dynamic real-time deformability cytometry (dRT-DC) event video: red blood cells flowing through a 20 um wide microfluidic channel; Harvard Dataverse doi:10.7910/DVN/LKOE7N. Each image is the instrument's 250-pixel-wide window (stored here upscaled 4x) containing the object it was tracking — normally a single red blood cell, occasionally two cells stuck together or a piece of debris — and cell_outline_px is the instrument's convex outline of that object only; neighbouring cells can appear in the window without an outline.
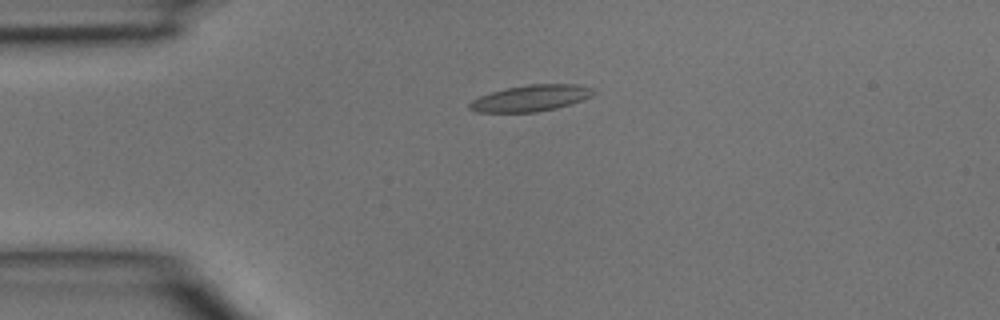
{"species": "common noctule bat (a hibernating species)", "species_latin": "Nyctalus noctula", "temperature_condition": "room temperature", "stored_images_in_passage": 4, "camera_frame_rate_fps": 3000, "um_per_image_px": 0.085, "animal": {"sex": "male", "body_mass_g": 15.6}, "frame": {"image": 1, "passage_image": 3, "time_ms": 0.667, "image_size_px": [1000, 320], "cell_outline_px": [[596, 92], [592, 96], [556, 108], [536, 112], [476, 112], [468, 108], [468, 104], [472, 100], [480, 96], [492, 92], [508, 88], [528, 84], [576, 84], [592, 88]], "centroid_in_image_um": [45.1, 8.34], "position_along_channel_um": 39.9, "area_um2": 18.79}}
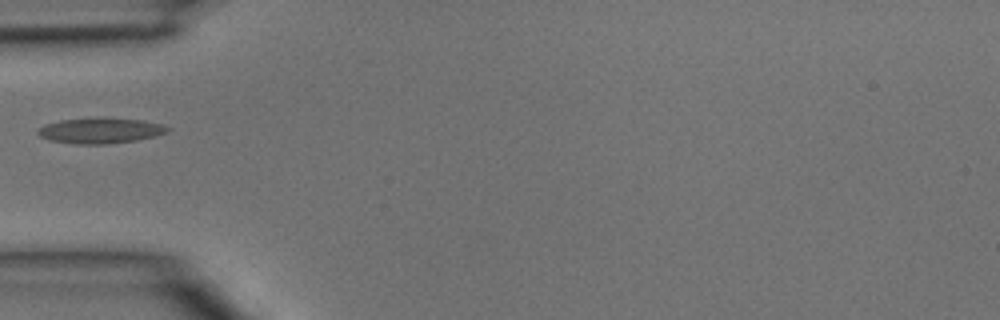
{"frame": {"image": 2, "passage_image": 4, "time_ms": 1.0, "image_size_px": [1000, 320], "cell_outline_px": [[172, 128], [168, 132], [156, 136], [136, 140], [108, 144], [76, 144], [48, 140], [40, 136], [36, 132], [36, 128], [44, 124], [60, 120], [96, 116], [100, 116], [140, 120], [164, 124]], "centroid_in_image_um": [8.52, 11.08], "position_along_channel_um": 76.5, "area_um2": 19.94}}